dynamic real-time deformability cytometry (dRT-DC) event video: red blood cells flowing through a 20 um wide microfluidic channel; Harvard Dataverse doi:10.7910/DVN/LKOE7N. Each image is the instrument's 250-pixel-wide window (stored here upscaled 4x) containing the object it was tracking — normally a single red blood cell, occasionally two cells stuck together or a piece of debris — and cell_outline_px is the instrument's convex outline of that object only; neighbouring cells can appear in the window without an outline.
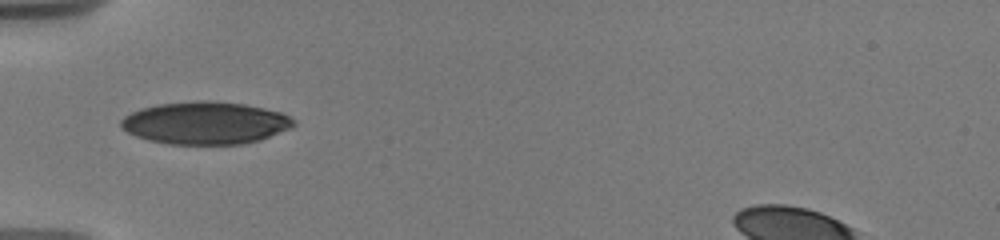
{"species": "human", "species_latin": "Homo sapiens", "temperature_condition": "warm", "stored_images_in_passage": 51, "camera_frame_rate_fps": 3000, "um_per_image_px": 0.085, "donor": {"sex": "male"}, "frame": {"image": 1, "passage_image": 1, "time_ms": 0.0, "image_size_px": [1000, 240], "cell_outline_px": [[296, 124], [292, 128], [260, 140], [244, 144], [168, 144], [148, 140], [136, 136], [128, 132], [120, 124], [120, 120], [124, 116], [140, 108], [156, 104], [200, 100], [208, 100], [244, 104], [264, 108], [280, 112], [296, 120]], "centroid_in_image_um": [17.47, 10.45], "position_along_channel_um": 67.5, "area_um2": 42.95}}
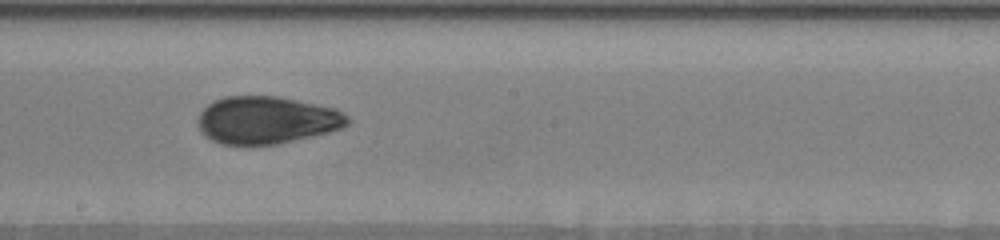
{"frame": {"image": 2, "passage_image": 27, "time_ms": 4.333, "image_size_px": [1000, 240], "cell_outline_px": [[348, 124], [340, 128], [328, 132], [276, 144], [220, 144], [212, 140], [200, 132], [200, 112], [212, 100], [224, 96], [276, 96], [336, 108], [348, 116]], "centroid_in_image_um": [22.65, 10.19], "position_along_channel_um": 225.5, "area_um2": 40.98}}
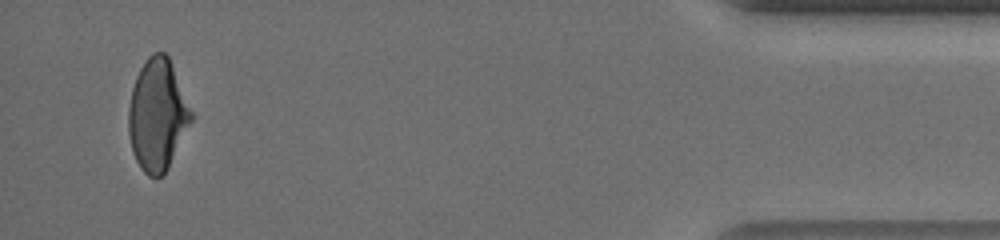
{"frame": {"image": 3, "passage_image": 50, "time_ms": 11.333, "image_size_px": [1000, 240], "cell_outline_px": [[192, 120], [168, 168], [156, 180], [148, 176], [140, 168], [132, 152], [128, 132], [128, 108], [132, 88], [136, 76], [140, 68], [148, 56], [152, 52], [164, 52], [168, 56], [192, 112]], "centroid_in_image_um": [13.35, 9.79], "position_along_channel_um": 421.8, "area_um2": 40.58}, "authors_computed_cell_mechanics": {"area_um2": 41.616, "velocity_mm_per_s": 3.7047, "shape_relaxation_time_tau1_ms": 5.0313, "shape_relaxation_time_tau2_ms": 1.57, "deformation_change_tau1": 0.1639, "deformation_change_tau2": 0.0547}}